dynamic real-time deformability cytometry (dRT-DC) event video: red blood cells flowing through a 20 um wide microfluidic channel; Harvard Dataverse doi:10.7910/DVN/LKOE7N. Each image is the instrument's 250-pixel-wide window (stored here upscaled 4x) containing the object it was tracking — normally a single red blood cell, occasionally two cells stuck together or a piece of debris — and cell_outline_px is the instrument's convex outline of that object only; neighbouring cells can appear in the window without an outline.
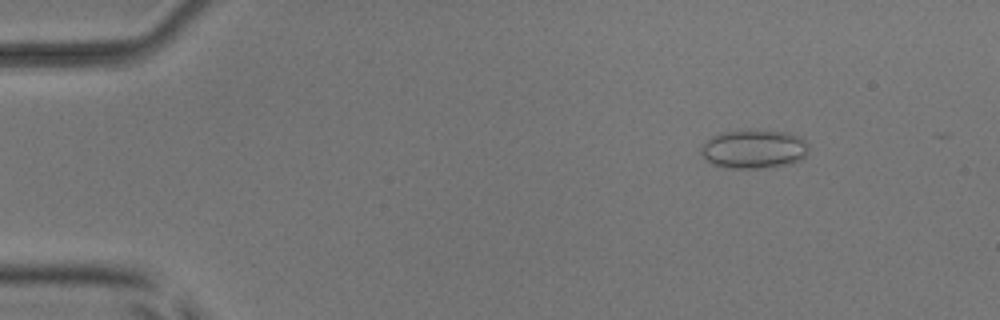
{"species": "common noctule bat (a hibernating species)", "species_latin": "Nyctalus noctula", "temperature_condition": "room temperature", "stored_images_in_passage": 47, "camera_frame_rate_fps": 3000, "um_per_image_px": 0.085, "animal": {"sex": "male", "body_mass_g": 17.9, "forearm_length_mm": 54.2}, "frame": {"image": 1, "passage_image": 7, "time_ms": 2.0, "image_size_px": [1000, 320], "cell_outline_px": [[808, 152], [804, 156], [788, 164], [764, 168], [728, 168], [712, 164], [700, 156], [700, 148], [712, 136], [720, 132], [744, 128], [760, 128], [788, 132], [804, 140], [808, 144]], "centroid_in_image_um": [64.03, 12.63], "position_along_channel_um": 21.0, "area_um2": 24.97}}
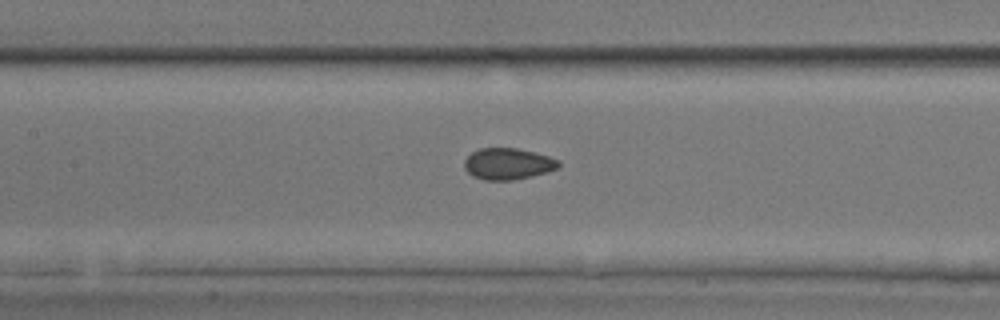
{"frame": {"image": 2, "passage_image": 25, "time_ms": 8.0, "image_size_px": [1000, 320], "cell_outline_px": [[560, 164], [556, 168], [548, 172], [512, 180], [484, 180], [472, 176], [464, 168], [464, 160], [472, 152], [480, 148], [516, 148], [536, 152], [560, 160]], "centroid_in_image_um": [43.16, 13.92], "position_along_channel_um": 164.2, "area_um2": 17.28}}
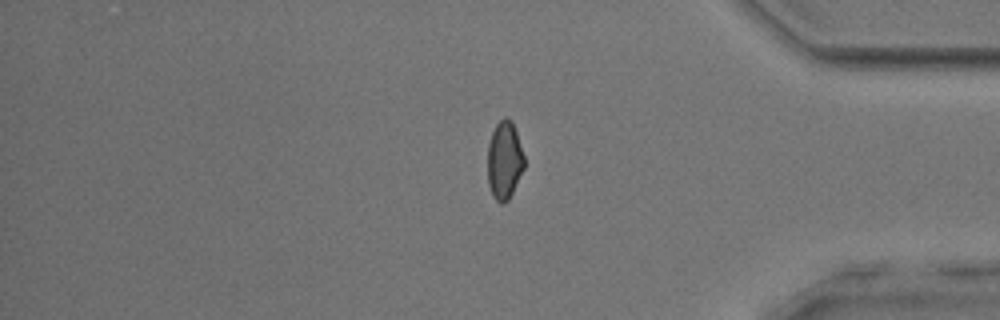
{"frame": {"image": 3, "passage_image": 44, "time_ms": 14.333, "image_size_px": [1000, 320], "cell_outline_px": [[524, 168], [508, 200], [504, 204], [500, 204], [492, 196], [488, 184], [488, 144], [492, 132], [496, 124], [504, 116], [512, 120], [524, 156]], "centroid_in_image_um": [42.86, 13.63], "position_along_channel_um": 392.3, "area_um2": 16.65}, "authors_computed_cell_mechanics": {"area_um2": 17.5712, "velocity_mm_per_s": 3.9433, "shape_relaxation_time_tau1_ms": null, "shape_relaxation_time_tau2_ms": 1.1867, "deformation_change_tau1": null, "deformation_change_tau2": 0.0425}}